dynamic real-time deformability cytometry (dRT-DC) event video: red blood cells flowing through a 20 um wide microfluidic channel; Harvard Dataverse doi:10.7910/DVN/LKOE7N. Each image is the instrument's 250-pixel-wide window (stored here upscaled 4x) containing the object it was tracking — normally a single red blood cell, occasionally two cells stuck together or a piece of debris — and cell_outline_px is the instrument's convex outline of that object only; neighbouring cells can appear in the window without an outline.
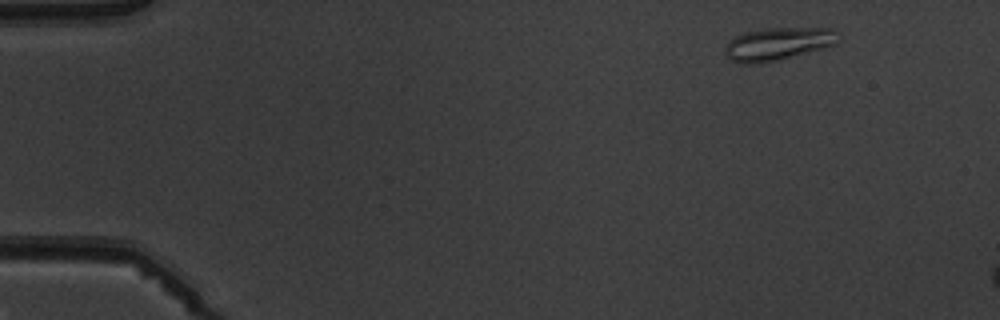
{"species": "common noctule bat (a hibernating species)", "species_latin": "Nyctalus noctula", "temperature_condition": "warm", "stored_images_in_passage": 3, "camera_frame_rate_fps": 3000, "um_per_image_px": 0.085, "animal": {"sex": "male", "body_mass_g": 19.5, "forearm_length_mm": 54.6}, "frame": {"image": 1, "passage_image": 1, "time_ms": 0.0, "image_size_px": [1000, 320], "cell_outline_px": [[840, 40], [836, 44], [780, 60], [760, 64], [740, 64], [732, 60], [724, 52], [724, 48], [728, 40], [744, 32], [760, 28], [832, 28], [840, 32]], "centroid_in_image_um": [66.13, 3.72], "position_along_channel_um": 18.9, "area_um2": 22.08}}